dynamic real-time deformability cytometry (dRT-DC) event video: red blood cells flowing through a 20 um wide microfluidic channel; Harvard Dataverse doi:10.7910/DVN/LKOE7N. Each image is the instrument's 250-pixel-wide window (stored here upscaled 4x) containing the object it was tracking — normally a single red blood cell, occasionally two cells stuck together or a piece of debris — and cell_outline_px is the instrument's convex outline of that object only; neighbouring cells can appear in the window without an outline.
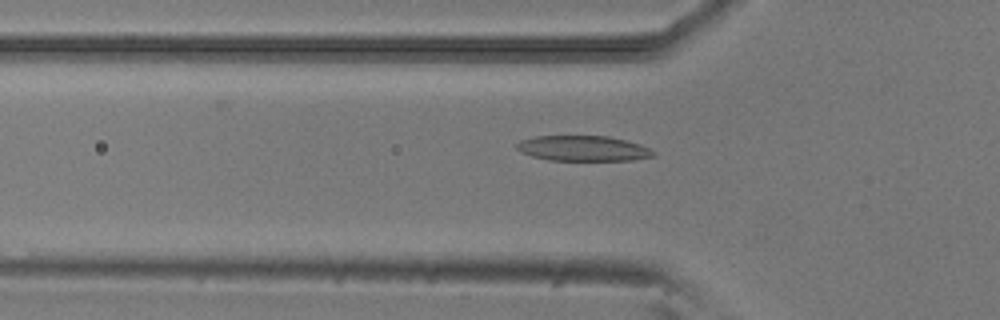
{"species": "common noctule bat (a hibernating species)", "species_latin": "Nyctalus noctula", "temperature_condition": "room temperature", "stored_images_in_passage": 44, "camera_frame_rate_fps": 3000, "um_per_image_px": 0.085, "animal": {"sex": "male", "body_mass_g": 20.5, "forearm_length_mm": 52.5}, "frame": {"image": 1, "passage_image": 17, "time_ms": 5.333, "image_size_px": [1000, 320], "cell_outline_px": [[656, 156], [632, 160], [548, 160], [532, 156], [520, 152], [516, 148], [516, 144], [520, 140], [536, 136], [608, 136], [640, 144], [656, 152]], "centroid_in_image_um": [49.56, 12.61], "position_along_channel_um": 76.2, "area_um2": 20.17}}
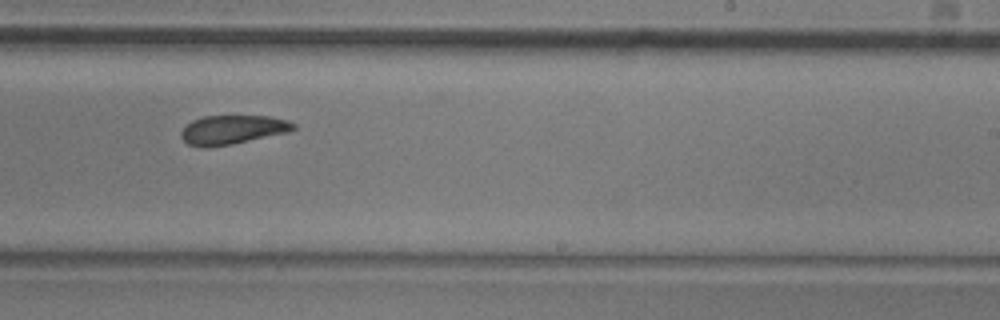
{"frame": {"image": 2, "passage_image": 32, "time_ms": 10.333, "image_size_px": [1000, 320], "cell_outline_px": [[296, 128], [288, 132], [232, 144], [204, 148], [200, 148], [188, 144], [180, 136], [180, 132], [192, 120], [204, 116], [268, 116], [288, 120], [296, 124]], "centroid_in_image_um": [19.75, 11.03], "position_along_channel_um": 269.2, "area_um2": 19.02}}
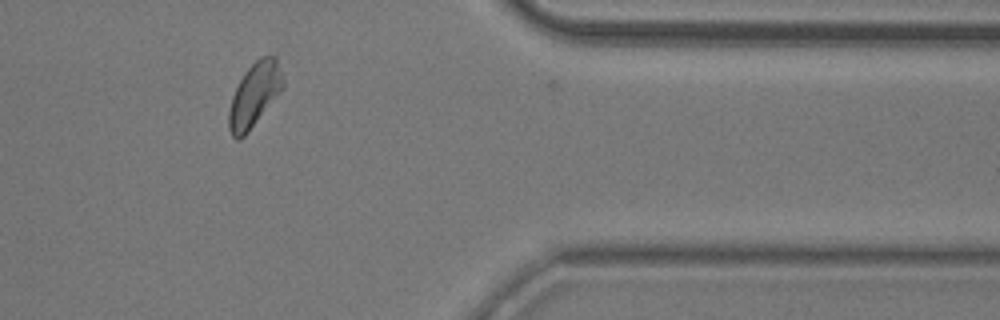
{"frame": {"image": 3, "passage_image": 43, "time_ms": 14.0, "image_size_px": [1000, 320], "cell_outline_px": [[284, 88], [248, 132], [240, 140], [236, 140], [232, 136], [228, 128], [228, 112], [232, 96], [244, 72], [260, 56], [276, 56], [284, 84]], "centroid_in_image_um": [21.61, 8.08], "position_along_channel_um": 389.8, "area_um2": 20.11}, "authors_computed_cell_mechanics": {"area_um2": 20.2878, "velocity_mm_per_s": 3.8604, "shape_relaxation_time_tau1_ms": 3.0895, "shape_relaxation_time_tau2_ms": 2.8531, "deformation_change_tau1": 0.119, "deformation_change_tau2": 0.091}}